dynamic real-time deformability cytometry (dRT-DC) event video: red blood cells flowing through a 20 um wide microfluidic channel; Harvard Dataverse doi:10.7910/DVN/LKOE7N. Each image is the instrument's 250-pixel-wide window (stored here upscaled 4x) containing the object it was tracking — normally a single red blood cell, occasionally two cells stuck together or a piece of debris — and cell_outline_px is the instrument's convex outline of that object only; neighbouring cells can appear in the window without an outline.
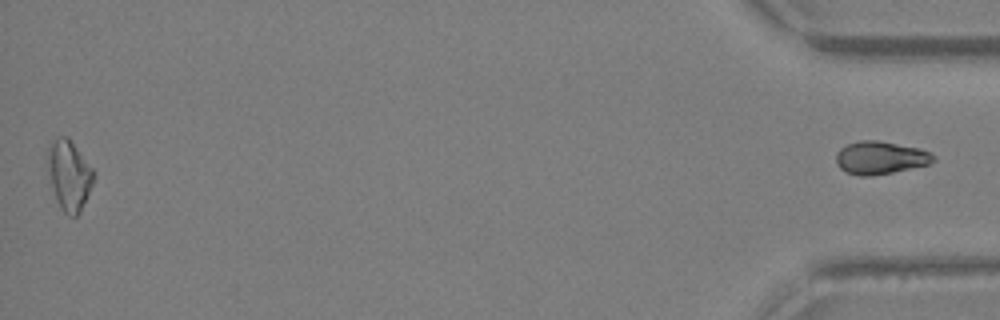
{"species": "Egyptian fruit bat (a non-hibernating species)", "species_latin": "Rousettus aegyptiacus", "temperature_condition": "warm", "stored_images_in_passage": 44, "segment_of_instrument_passage": [2, 2], "camera_frame_rate_fps": 3000, "um_per_image_px": 0.085, "animal": {"sex": "female"}, "frame": {"image": 1, "passage_image": 44, "time_ms": 14.333, "image_size_px": [1000, 320], "cell_outline_px": [[936, 160], [928, 164], [892, 172], [868, 176], [860, 176], [844, 172], [836, 164], [836, 156], [840, 148], [848, 144], [860, 140], [880, 140], [920, 148], [932, 152], [936, 156]], "centroid_in_image_um": [74.84, 13.39], "position_along_channel_um": 360.4, "area_um2": 18.79}}